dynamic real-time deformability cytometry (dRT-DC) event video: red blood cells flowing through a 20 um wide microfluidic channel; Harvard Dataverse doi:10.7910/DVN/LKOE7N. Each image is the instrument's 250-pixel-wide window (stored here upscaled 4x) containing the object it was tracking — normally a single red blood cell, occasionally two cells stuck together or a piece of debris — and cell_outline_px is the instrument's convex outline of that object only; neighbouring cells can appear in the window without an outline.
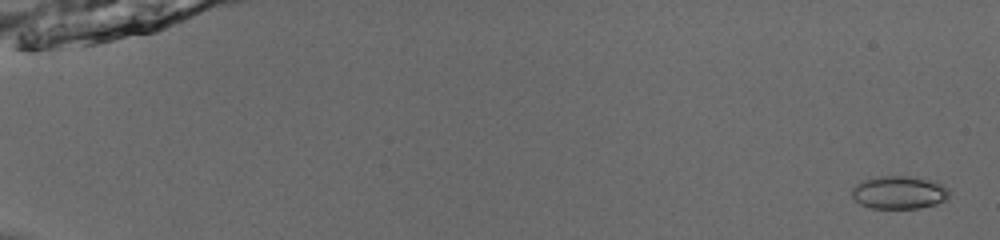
{"species": "common noctule bat (a hibernating species)", "species_latin": "Nyctalus noctula", "temperature_condition": "room temperature", "stored_images_in_passage": 54, "camera_frame_rate_fps": 3000, "um_per_image_px": 0.085, "animal": {"sex": "male", "body_mass_g": 13.0, "forearm_length_mm": 53.1}, "frame": {"image": 1, "passage_image": 2, "time_ms": 0.333, "image_size_px": [1000, 240], "cell_outline_px": [[948, 200], [936, 204], [920, 208], [872, 208], [860, 204], [852, 196], [852, 188], [860, 180], [880, 176], [916, 176], [940, 184], [948, 188]], "centroid_in_image_um": [76.41, 16.35], "position_along_channel_um": 8.6, "area_um2": 18.79}}
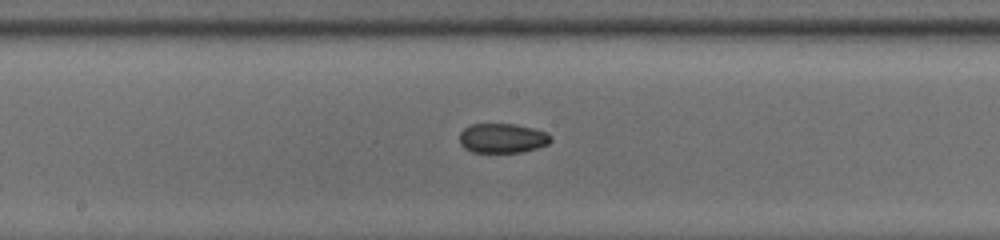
{"frame": {"image": 2, "passage_image": 31, "time_ms": 10.0, "image_size_px": [1000, 240], "cell_outline_px": [[552, 140], [548, 144], [536, 148], [520, 152], [472, 152], [464, 148], [460, 144], [460, 132], [464, 128], [472, 124], [516, 124], [532, 128], [544, 132], [552, 136]], "centroid_in_image_um": [42.69, 11.74], "position_along_channel_um": 205.5, "area_um2": 15.66}}
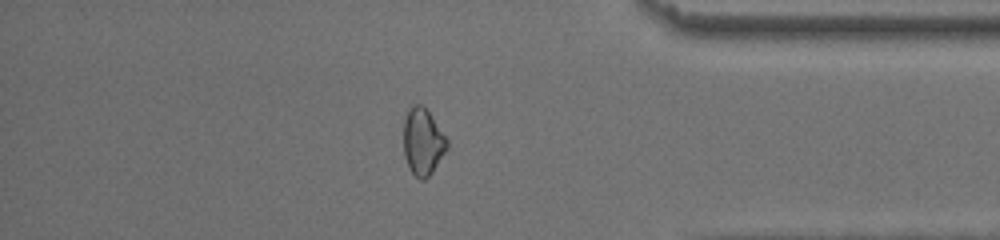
{"frame": {"image": 3, "passage_image": 47, "time_ms": 15.333, "image_size_px": [1000, 240], "cell_outline_px": [[448, 148], [432, 172], [424, 180], [420, 180], [408, 168], [404, 156], [404, 120], [408, 108], [412, 104], [420, 104], [428, 112], [448, 140]], "centroid_in_image_um": [35.92, 12.06], "position_along_channel_um": 399.3, "area_um2": 16.82}, "authors_computed_cell_mechanics": {"area_um2": 16.8487, "velocity_mm_per_s": 3.9321, "shape_relaxation_time_tau1_ms": null, "shape_relaxation_time_tau2_ms": 1.6788, "deformation_change_tau1": null, "deformation_change_tau2": 0.0531}}